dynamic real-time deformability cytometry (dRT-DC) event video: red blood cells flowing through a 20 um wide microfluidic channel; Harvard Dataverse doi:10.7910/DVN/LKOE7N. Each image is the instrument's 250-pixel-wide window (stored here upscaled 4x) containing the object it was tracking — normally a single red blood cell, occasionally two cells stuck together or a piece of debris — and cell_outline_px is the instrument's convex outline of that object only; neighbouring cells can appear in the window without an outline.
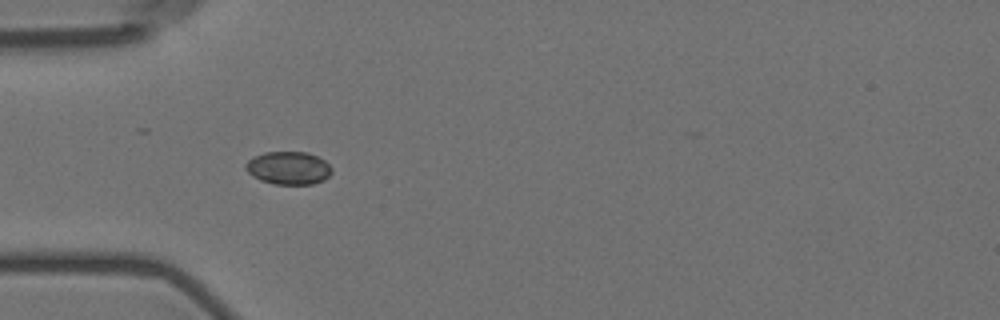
{"species": "Egyptian fruit bat (a non-hibernating species)", "species_latin": "Rousettus aegyptiacus", "temperature_condition": "room temperature", "stored_images_in_passage": 9, "camera_frame_rate_fps": 3000, "um_per_image_px": 0.085, "animal": {"sex": "female"}, "frame": {"image": 1, "passage_image": 4, "time_ms": 4.333, "image_size_px": [1000, 320], "cell_outline_px": [[332, 172], [324, 180], [312, 184], [276, 184], [260, 180], [252, 176], [244, 168], [244, 164], [248, 160], [264, 152], [308, 152], [324, 160], [332, 168]], "centroid_in_image_um": [24.51, 14.28], "position_along_channel_um": 60.5, "area_um2": 16.53}}
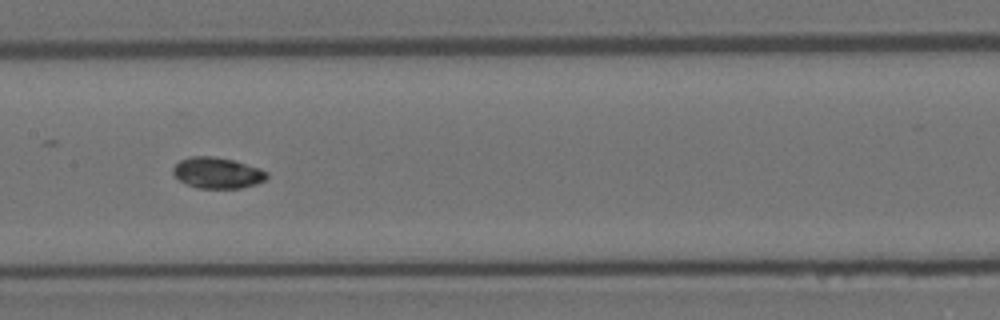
{"frame": {"image": 2, "passage_image": 7, "time_ms": 8.0, "image_size_px": [1000, 320], "cell_outline_px": [[268, 176], [264, 180], [256, 184], [240, 188], [196, 188], [180, 180], [172, 172], [172, 168], [180, 160], [192, 156], [212, 156], [232, 160], [260, 168], [268, 172]], "centroid_in_image_um": [18.48, 14.69], "position_along_channel_um": 188.9, "area_um2": 16.82}}
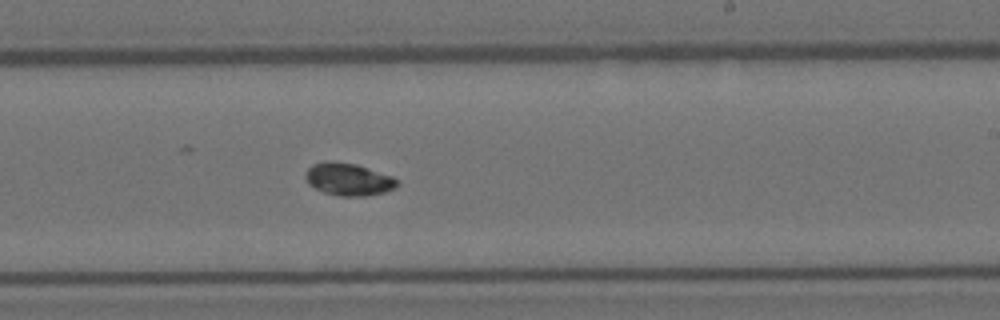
{"frame": {"image": 3, "passage_image": 9, "time_ms": 10.0, "image_size_px": [1000, 320], "cell_outline_px": [[400, 180], [396, 188], [384, 192], [364, 196], [340, 196], [324, 192], [308, 184], [304, 176], [308, 168], [312, 164], [324, 160], [332, 160], [356, 164], [392, 176]], "centroid_in_image_um": [29.61, 15.22], "position_along_channel_um": 259.4, "area_um2": 17.51}}